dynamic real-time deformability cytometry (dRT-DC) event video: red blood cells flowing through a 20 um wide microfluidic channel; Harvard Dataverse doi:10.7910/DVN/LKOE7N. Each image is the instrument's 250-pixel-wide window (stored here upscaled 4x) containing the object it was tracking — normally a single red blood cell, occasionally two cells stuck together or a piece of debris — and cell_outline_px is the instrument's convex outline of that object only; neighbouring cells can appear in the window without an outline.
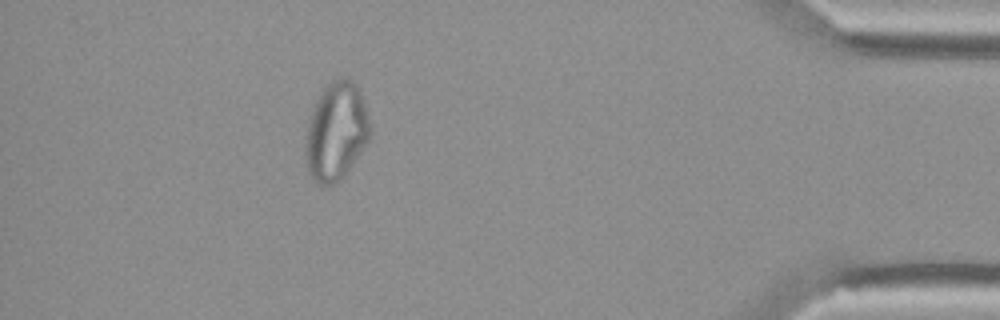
{"species": "Egyptian fruit bat (a non-hibernating species)", "species_latin": "Rousettus aegyptiacus", "temperature_condition": "cold", "stored_images_in_passage": 43, "camera_frame_rate_fps": 3000, "um_per_image_px": 0.085, "animal": {"sex": "female"}, "frame": {"image": 1, "passage_image": 37, "time_ms": 12.0, "image_size_px": [1000, 320], "cell_outline_px": [[368, 140], [340, 180], [332, 184], [320, 184], [308, 172], [304, 148], [308, 120], [316, 100], [324, 88], [332, 80], [340, 76], [344, 76], [352, 80], [360, 88], [364, 100], [368, 116]], "centroid_in_image_um": [28.55, 11.11], "position_along_channel_um": 406.7, "area_um2": 36.47}}